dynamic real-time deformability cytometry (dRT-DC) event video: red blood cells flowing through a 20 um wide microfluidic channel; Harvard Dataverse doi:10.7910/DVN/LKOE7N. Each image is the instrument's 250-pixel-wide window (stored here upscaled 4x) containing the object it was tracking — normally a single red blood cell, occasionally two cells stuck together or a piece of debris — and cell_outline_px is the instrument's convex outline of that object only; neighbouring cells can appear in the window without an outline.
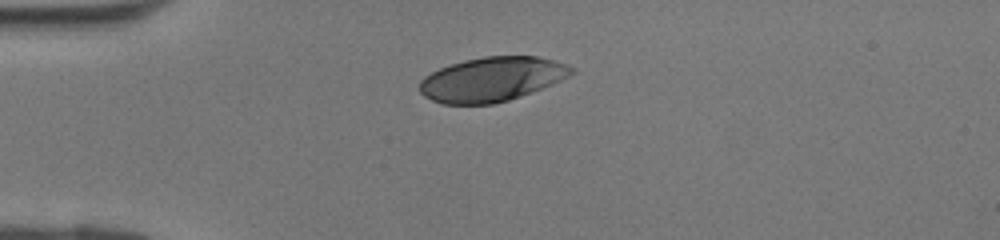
{"species": "human", "species_latin": "Homo sapiens", "temperature_condition": "room temperature", "stored_images_in_passage": 32, "camera_frame_rate_fps": 3000, "um_per_image_px": 0.085, "donor": {"sex": "female"}, "frame": {"image": 1, "passage_image": 1, "time_ms": 0.0, "image_size_px": [1000, 240], "cell_outline_px": [[576, 72], [552, 84], [508, 100], [492, 104], [440, 104], [424, 96], [420, 92], [420, 80], [424, 76], [440, 68], [464, 60], [484, 56], [536, 56], [552, 60], [576, 68]], "centroid_in_image_um": [41.79, 6.73], "position_along_channel_um": 43.2, "area_um2": 39.02}}
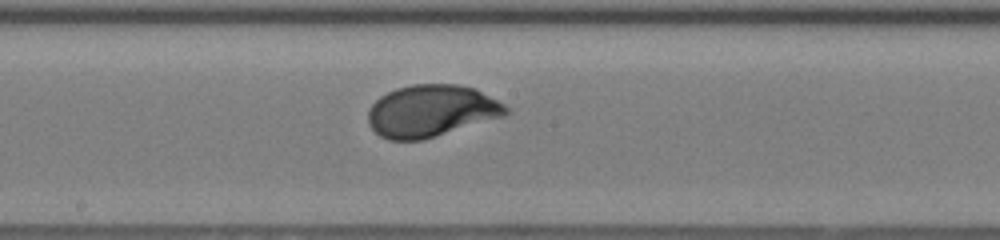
{"frame": {"image": 2, "passage_image": 13, "time_ms": 4.0, "image_size_px": [1000, 240], "cell_outline_px": [[512, 112], [504, 116], [424, 140], [388, 140], [380, 136], [368, 124], [368, 108], [380, 96], [396, 88], [412, 84], [456, 84], [476, 88], [504, 104]], "centroid_in_image_um": [36.66, 9.43], "position_along_channel_um": 211.5, "area_um2": 42.02}}
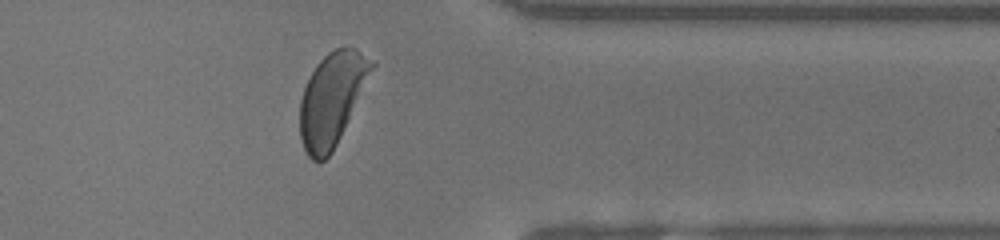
{"frame": {"image": 3, "passage_image": 24, "time_ms": 7.667, "image_size_px": [1000, 240], "cell_outline_px": [[376, 64], [332, 152], [320, 164], [312, 160], [308, 156], [304, 148], [300, 136], [300, 100], [304, 88], [316, 64], [328, 52], [336, 48], [356, 48], [376, 60]], "centroid_in_image_um": [28.21, 8.41], "position_along_channel_um": 383.2, "area_um2": 38.49}}